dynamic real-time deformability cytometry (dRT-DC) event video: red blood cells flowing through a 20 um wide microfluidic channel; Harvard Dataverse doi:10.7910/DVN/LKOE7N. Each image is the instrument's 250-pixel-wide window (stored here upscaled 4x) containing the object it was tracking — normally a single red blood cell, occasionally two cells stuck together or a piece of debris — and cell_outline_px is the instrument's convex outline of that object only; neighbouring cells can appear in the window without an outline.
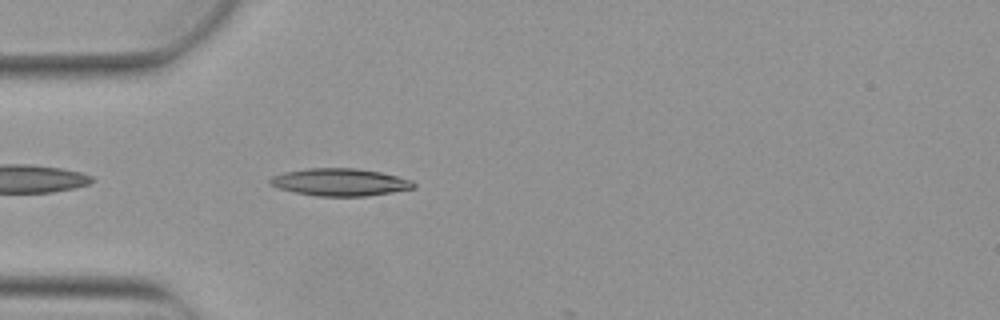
{"species": "Egyptian fruit bat (a non-hibernating species)", "species_latin": "Rousettus aegyptiacus", "temperature_condition": "warm", "stored_images_in_passage": 1, "camera_frame_rate_fps": 3000, "um_per_image_px": 0.085, "animal": {"sex": "female"}, "frame": {"image": 1, "passage_image": 1, "time_ms": 0.0, "image_size_px": [1000, 320], "cell_outline_px": [[416, 188], [392, 192], [364, 196], [316, 196], [296, 192], [280, 188], [268, 184], [268, 180], [272, 176], [284, 172], [308, 168], [356, 168], [380, 172], [412, 180], [416, 184]], "centroid_in_image_um": [28.9, 15.48], "position_along_channel_um": 56.1, "area_um2": 22.89}}